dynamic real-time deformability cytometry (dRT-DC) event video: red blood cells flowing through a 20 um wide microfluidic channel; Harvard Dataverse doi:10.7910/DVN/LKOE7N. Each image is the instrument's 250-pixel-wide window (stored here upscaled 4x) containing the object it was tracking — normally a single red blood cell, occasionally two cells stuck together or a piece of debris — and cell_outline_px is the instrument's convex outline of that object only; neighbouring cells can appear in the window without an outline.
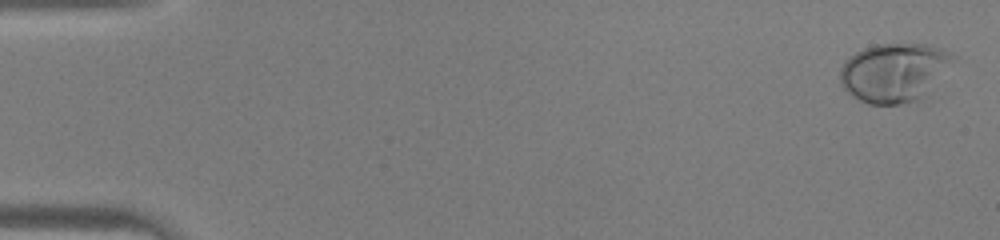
{"species": "human", "species_latin": "Homo sapiens", "temperature_condition": "warm", "stored_images_in_passage": 46, "camera_frame_rate_fps": 3000, "um_per_image_px": 0.085, "donor": {"sex": "male"}, "frame": {"image": 1, "passage_image": 2, "time_ms": 0.333, "image_size_px": [1000, 240], "cell_outline_px": [[956, 56], [924, 96], [920, 100], [900, 104], [868, 104], [852, 96], [840, 84], [840, 68], [844, 60], [848, 56], [864, 48], [876, 44], [928, 44], [952, 52]], "centroid_in_image_um": [75.95, 6.15], "position_along_channel_um": 9.0, "area_um2": 38.61}}
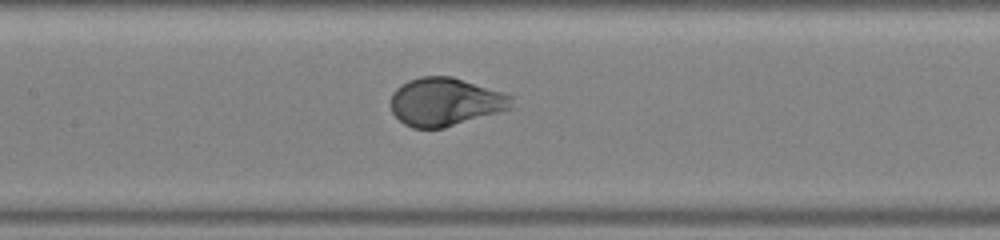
{"frame": {"image": 2, "passage_image": 23, "time_ms": 7.333, "image_size_px": [1000, 240], "cell_outline_px": [[512, 108], [500, 112], [444, 128], [412, 128], [404, 124], [392, 112], [392, 92], [396, 88], [408, 80], [420, 76], [452, 76], [512, 96]], "centroid_in_image_um": [37.83, 8.66], "position_along_channel_um": 169.6, "area_um2": 33.7}}
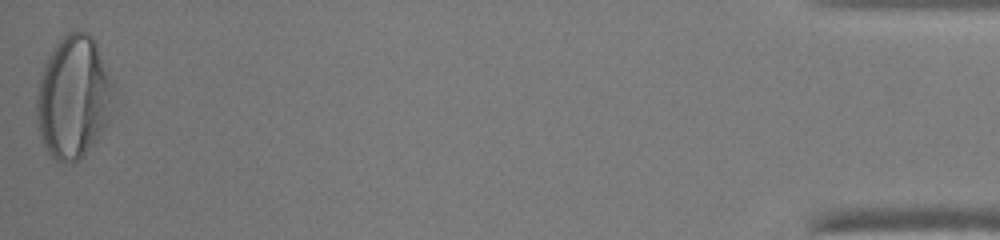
{"frame": {"image": 3, "passage_image": 46, "time_ms": 15.0, "image_size_px": [1000, 240], "cell_outline_px": [[112, 116], [104, 128], [80, 160], [72, 164], [56, 160], [48, 152], [44, 144], [36, 120], [36, 96], [44, 64], [48, 56], [56, 44], [68, 32], [88, 32], [92, 36], [96, 44], [112, 84]], "centroid_in_image_um": [6.23, 8.3], "position_along_channel_um": 429.0, "area_um2": 54.33}}